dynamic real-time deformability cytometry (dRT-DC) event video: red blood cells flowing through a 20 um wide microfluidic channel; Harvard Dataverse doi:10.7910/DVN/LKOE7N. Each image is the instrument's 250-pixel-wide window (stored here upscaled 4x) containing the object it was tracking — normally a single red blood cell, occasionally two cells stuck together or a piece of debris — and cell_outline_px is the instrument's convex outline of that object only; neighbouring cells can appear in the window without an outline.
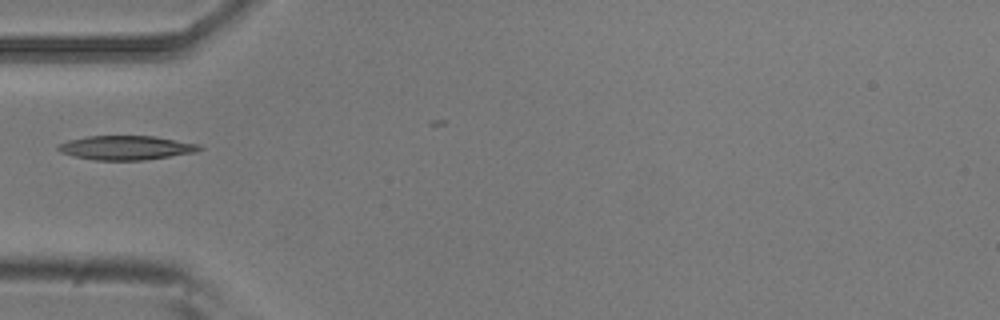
{"species": "common noctule bat (a hibernating species)", "species_latin": "Nyctalus noctula", "temperature_condition": "room temperature", "stored_images_in_passage": 3, "camera_frame_rate_fps": 3000, "um_per_image_px": 0.085, "animal": {"sex": "male", "body_mass_g": 20.5, "forearm_length_mm": 52.5}, "frame": {"image": 1, "passage_image": 2, "time_ms": 0.333, "image_size_px": [1000, 320], "cell_outline_px": [[204, 148], [196, 152], [144, 160], [96, 160], [76, 156], [60, 152], [56, 148], [56, 144], [68, 140], [88, 136], [156, 136], [200, 144]], "centroid_in_image_um": [10.73, 12.55], "position_along_channel_um": 74.3, "area_um2": 19.94}}